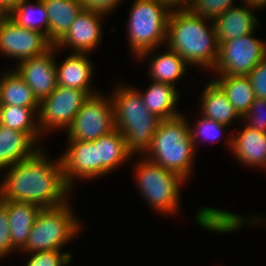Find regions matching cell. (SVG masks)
I'll use <instances>...</instances> for the list:
<instances>
[{"instance_id":"ba28073f","label":"cell","mask_w":266,"mask_h":266,"mask_svg":"<svg viewBox=\"0 0 266 266\" xmlns=\"http://www.w3.org/2000/svg\"><path fill=\"white\" fill-rule=\"evenodd\" d=\"M256 32L219 42L213 76L248 75L266 57V41L255 37Z\"/></svg>"},{"instance_id":"74e56055","label":"cell","mask_w":266,"mask_h":266,"mask_svg":"<svg viewBox=\"0 0 266 266\" xmlns=\"http://www.w3.org/2000/svg\"><path fill=\"white\" fill-rule=\"evenodd\" d=\"M241 4H246L255 11L266 8V0H240Z\"/></svg>"},{"instance_id":"4316f807","label":"cell","mask_w":266,"mask_h":266,"mask_svg":"<svg viewBox=\"0 0 266 266\" xmlns=\"http://www.w3.org/2000/svg\"><path fill=\"white\" fill-rule=\"evenodd\" d=\"M39 108L0 105V124L13 130L30 133L41 145L43 138L38 125Z\"/></svg>"},{"instance_id":"ffe728a7","label":"cell","mask_w":266,"mask_h":266,"mask_svg":"<svg viewBox=\"0 0 266 266\" xmlns=\"http://www.w3.org/2000/svg\"><path fill=\"white\" fill-rule=\"evenodd\" d=\"M0 204L6 209L9 217L11 245L20 253L42 208L35 204L13 200H1Z\"/></svg>"},{"instance_id":"8fae6325","label":"cell","mask_w":266,"mask_h":266,"mask_svg":"<svg viewBox=\"0 0 266 266\" xmlns=\"http://www.w3.org/2000/svg\"><path fill=\"white\" fill-rule=\"evenodd\" d=\"M54 45L39 31L17 25L7 15L0 17V55L20 62L46 53Z\"/></svg>"},{"instance_id":"83f0119b","label":"cell","mask_w":266,"mask_h":266,"mask_svg":"<svg viewBox=\"0 0 266 266\" xmlns=\"http://www.w3.org/2000/svg\"><path fill=\"white\" fill-rule=\"evenodd\" d=\"M21 0L7 15L17 25L39 31L48 38V15L42 0Z\"/></svg>"},{"instance_id":"3957f363","label":"cell","mask_w":266,"mask_h":266,"mask_svg":"<svg viewBox=\"0 0 266 266\" xmlns=\"http://www.w3.org/2000/svg\"><path fill=\"white\" fill-rule=\"evenodd\" d=\"M123 83L115 84L110 92L115 129L122 133L127 149L137 157L150 148L162 119L146 108L142 95L134 85Z\"/></svg>"},{"instance_id":"603a6c76","label":"cell","mask_w":266,"mask_h":266,"mask_svg":"<svg viewBox=\"0 0 266 266\" xmlns=\"http://www.w3.org/2000/svg\"><path fill=\"white\" fill-rule=\"evenodd\" d=\"M48 15V40L55 46L83 10L79 0H42Z\"/></svg>"},{"instance_id":"4dcf8cb0","label":"cell","mask_w":266,"mask_h":266,"mask_svg":"<svg viewBox=\"0 0 266 266\" xmlns=\"http://www.w3.org/2000/svg\"><path fill=\"white\" fill-rule=\"evenodd\" d=\"M240 0H193L189 10L203 18L215 20Z\"/></svg>"},{"instance_id":"7a4b0ae2","label":"cell","mask_w":266,"mask_h":266,"mask_svg":"<svg viewBox=\"0 0 266 266\" xmlns=\"http://www.w3.org/2000/svg\"><path fill=\"white\" fill-rule=\"evenodd\" d=\"M164 47L177 52L189 66L211 74L219 49L214 20L193 14L189 9L171 10Z\"/></svg>"},{"instance_id":"277c9868","label":"cell","mask_w":266,"mask_h":266,"mask_svg":"<svg viewBox=\"0 0 266 266\" xmlns=\"http://www.w3.org/2000/svg\"><path fill=\"white\" fill-rule=\"evenodd\" d=\"M187 119L181 114L162 120L150 148L144 154L147 159L179 174L186 181L193 173L196 153L189 131L191 121Z\"/></svg>"},{"instance_id":"f1b7e54d","label":"cell","mask_w":266,"mask_h":266,"mask_svg":"<svg viewBox=\"0 0 266 266\" xmlns=\"http://www.w3.org/2000/svg\"><path fill=\"white\" fill-rule=\"evenodd\" d=\"M199 116L201 117H199V119H196L195 124H190L189 126L191 139L195 149L199 147L198 141H200L201 139L212 142H217L218 140L223 139L222 137H224L223 135L226 133L225 131L229 127L225 124L216 122L215 120L203 117L202 115H200V113Z\"/></svg>"},{"instance_id":"44dd1931","label":"cell","mask_w":266,"mask_h":266,"mask_svg":"<svg viewBox=\"0 0 266 266\" xmlns=\"http://www.w3.org/2000/svg\"><path fill=\"white\" fill-rule=\"evenodd\" d=\"M93 142L98 154V178L112 173L134 156L127 149L125 137L117 129Z\"/></svg>"},{"instance_id":"8992f818","label":"cell","mask_w":266,"mask_h":266,"mask_svg":"<svg viewBox=\"0 0 266 266\" xmlns=\"http://www.w3.org/2000/svg\"><path fill=\"white\" fill-rule=\"evenodd\" d=\"M71 201L42 208L30 230L28 241L20 251L23 254L59 250L78 237L84 225L76 215Z\"/></svg>"},{"instance_id":"7402d4cb","label":"cell","mask_w":266,"mask_h":266,"mask_svg":"<svg viewBox=\"0 0 266 266\" xmlns=\"http://www.w3.org/2000/svg\"><path fill=\"white\" fill-rule=\"evenodd\" d=\"M202 96L199 98V113L203 117L215 120L227 126L233 125L237 120L242 121V117L228 101L224 91L211 79L202 88Z\"/></svg>"},{"instance_id":"2e32d148","label":"cell","mask_w":266,"mask_h":266,"mask_svg":"<svg viewBox=\"0 0 266 266\" xmlns=\"http://www.w3.org/2000/svg\"><path fill=\"white\" fill-rule=\"evenodd\" d=\"M60 62H56L57 85L60 87L80 89L90 96L101 91L92 86L94 66L88 53H72Z\"/></svg>"},{"instance_id":"836d02e7","label":"cell","mask_w":266,"mask_h":266,"mask_svg":"<svg viewBox=\"0 0 266 266\" xmlns=\"http://www.w3.org/2000/svg\"><path fill=\"white\" fill-rule=\"evenodd\" d=\"M258 99H266V57L247 75Z\"/></svg>"},{"instance_id":"7c38bea8","label":"cell","mask_w":266,"mask_h":266,"mask_svg":"<svg viewBox=\"0 0 266 266\" xmlns=\"http://www.w3.org/2000/svg\"><path fill=\"white\" fill-rule=\"evenodd\" d=\"M56 52L59 53L60 51L53 46L42 55L31 57L18 62V64H14V69L32 89L34 96L39 102L49 96L58 86Z\"/></svg>"},{"instance_id":"5b68a950","label":"cell","mask_w":266,"mask_h":266,"mask_svg":"<svg viewBox=\"0 0 266 266\" xmlns=\"http://www.w3.org/2000/svg\"><path fill=\"white\" fill-rule=\"evenodd\" d=\"M138 157L132 171L140 196L150 210L153 209L158 215L176 216L178 211H181V187L187 183L186 180L144 155Z\"/></svg>"},{"instance_id":"f546056e","label":"cell","mask_w":266,"mask_h":266,"mask_svg":"<svg viewBox=\"0 0 266 266\" xmlns=\"http://www.w3.org/2000/svg\"><path fill=\"white\" fill-rule=\"evenodd\" d=\"M24 255L29 258L24 266H69L73 261V255L69 251L49 250Z\"/></svg>"},{"instance_id":"cb8c5ba5","label":"cell","mask_w":266,"mask_h":266,"mask_svg":"<svg viewBox=\"0 0 266 266\" xmlns=\"http://www.w3.org/2000/svg\"><path fill=\"white\" fill-rule=\"evenodd\" d=\"M142 95L146 108L162 120L171 119L182 114L177 109L180 92L173 85L151 81L147 90L136 88Z\"/></svg>"},{"instance_id":"9a60e30c","label":"cell","mask_w":266,"mask_h":266,"mask_svg":"<svg viewBox=\"0 0 266 266\" xmlns=\"http://www.w3.org/2000/svg\"><path fill=\"white\" fill-rule=\"evenodd\" d=\"M226 136L225 144L230 153L245 167H266V133L253 130L243 124L242 130L235 128ZM238 130V133L234 132Z\"/></svg>"},{"instance_id":"9c48e42d","label":"cell","mask_w":266,"mask_h":266,"mask_svg":"<svg viewBox=\"0 0 266 266\" xmlns=\"http://www.w3.org/2000/svg\"><path fill=\"white\" fill-rule=\"evenodd\" d=\"M115 129L114 106L110 94L89 96L67 131L66 140L93 141Z\"/></svg>"},{"instance_id":"8d00e7d4","label":"cell","mask_w":266,"mask_h":266,"mask_svg":"<svg viewBox=\"0 0 266 266\" xmlns=\"http://www.w3.org/2000/svg\"><path fill=\"white\" fill-rule=\"evenodd\" d=\"M21 0H0V13L8 15Z\"/></svg>"},{"instance_id":"d6986e66","label":"cell","mask_w":266,"mask_h":266,"mask_svg":"<svg viewBox=\"0 0 266 266\" xmlns=\"http://www.w3.org/2000/svg\"><path fill=\"white\" fill-rule=\"evenodd\" d=\"M255 10L246 4L229 8L224 14L214 20L216 35L219 42L236 39L258 30L261 24L255 16Z\"/></svg>"},{"instance_id":"d590c367","label":"cell","mask_w":266,"mask_h":266,"mask_svg":"<svg viewBox=\"0 0 266 266\" xmlns=\"http://www.w3.org/2000/svg\"><path fill=\"white\" fill-rule=\"evenodd\" d=\"M166 5L170 10L189 9L193 0H156Z\"/></svg>"},{"instance_id":"ac0fdd59","label":"cell","mask_w":266,"mask_h":266,"mask_svg":"<svg viewBox=\"0 0 266 266\" xmlns=\"http://www.w3.org/2000/svg\"><path fill=\"white\" fill-rule=\"evenodd\" d=\"M43 147L30 133L0 124V171L33 157Z\"/></svg>"},{"instance_id":"484cf974","label":"cell","mask_w":266,"mask_h":266,"mask_svg":"<svg viewBox=\"0 0 266 266\" xmlns=\"http://www.w3.org/2000/svg\"><path fill=\"white\" fill-rule=\"evenodd\" d=\"M212 80L224 91L228 101L243 117L256 99L255 92L247 75L212 76Z\"/></svg>"},{"instance_id":"6da1fadb","label":"cell","mask_w":266,"mask_h":266,"mask_svg":"<svg viewBox=\"0 0 266 266\" xmlns=\"http://www.w3.org/2000/svg\"><path fill=\"white\" fill-rule=\"evenodd\" d=\"M46 151L43 147L33 157L4 169V173L1 172L2 200L52 208L63 205L72 198V190L67 186L63 176L60 155L53 159Z\"/></svg>"},{"instance_id":"e575fe53","label":"cell","mask_w":266,"mask_h":266,"mask_svg":"<svg viewBox=\"0 0 266 266\" xmlns=\"http://www.w3.org/2000/svg\"><path fill=\"white\" fill-rule=\"evenodd\" d=\"M84 10L110 15L124 0H79ZM120 4V5H119Z\"/></svg>"},{"instance_id":"d4e9b609","label":"cell","mask_w":266,"mask_h":266,"mask_svg":"<svg viewBox=\"0 0 266 266\" xmlns=\"http://www.w3.org/2000/svg\"><path fill=\"white\" fill-rule=\"evenodd\" d=\"M0 105L39 108V101L32 89L14 68H7L0 74Z\"/></svg>"},{"instance_id":"1f68e13d","label":"cell","mask_w":266,"mask_h":266,"mask_svg":"<svg viewBox=\"0 0 266 266\" xmlns=\"http://www.w3.org/2000/svg\"><path fill=\"white\" fill-rule=\"evenodd\" d=\"M242 120L248 128L266 133V99L256 98Z\"/></svg>"},{"instance_id":"52a82bcc","label":"cell","mask_w":266,"mask_h":266,"mask_svg":"<svg viewBox=\"0 0 266 266\" xmlns=\"http://www.w3.org/2000/svg\"><path fill=\"white\" fill-rule=\"evenodd\" d=\"M131 5L126 33L136 60L144 52L164 47L171 10L156 0H134Z\"/></svg>"},{"instance_id":"30bf717a","label":"cell","mask_w":266,"mask_h":266,"mask_svg":"<svg viewBox=\"0 0 266 266\" xmlns=\"http://www.w3.org/2000/svg\"><path fill=\"white\" fill-rule=\"evenodd\" d=\"M89 96L80 89L57 86L49 96L39 102L38 125L42 136L45 137L53 131H67Z\"/></svg>"},{"instance_id":"d6a6232c","label":"cell","mask_w":266,"mask_h":266,"mask_svg":"<svg viewBox=\"0 0 266 266\" xmlns=\"http://www.w3.org/2000/svg\"><path fill=\"white\" fill-rule=\"evenodd\" d=\"M14 251L17 252L11 245L9 217L6 209L0 204V260L13 255Z\"/></svg>"},{"instance_id":"e0dca14e","label":"cell","mask_w":266,"mask_h":266,"mask_svg":"<svg viewBox=\"0 0 266 266\" xmlns=\"http://www.w3.org/2000/svg\"><path fill=\"white\" fill-rule=\"evenodd\" d=\"M155 50H149L147 52L142 53L137 59L136 62H141L147 60L149 77L153 82L158 83H166L175 86V83L179 82L183 76H186L188 69L190 67L185 60L174 50L171 48H165L166 51L157 52L155 54ZM160 53V54H159Z\"/></svg>"},{"instance_id":"4fadbf2b","label":"cell","mask_w":266,"mask_h":266,"mask_svg":"<svg viewBox=\"0 0 266 266\" xmlns=\"http://www.w3.org/2000/svg\"><path fill=\"white\" fill-rule=\"evenodd\" d=\"M66 143L68 147L60 158L65 182L73 190L74 184L77 185L76 180L83 182L98 178L97 147L93 141L68 140Z\"/></svg>"},{"instance_id":"5bb4252c","label":"cell","mask_w":266,"mask_h":266,"mask_svg":"<svg viewBox=\"0 0 266 266\" xmlns=\"http://www.w3.org/2000/svg\"><path fill=\"white\" fill-rule=\"evenodd\" d=\"M106 15L82 10L66 35L55 45L60 51L69 49L72 53H92L100 46L103 36L102 21Z\"/></svg>"}]
</instances>
